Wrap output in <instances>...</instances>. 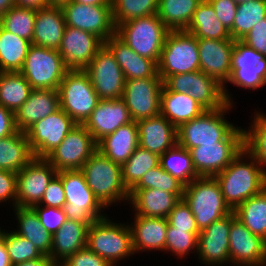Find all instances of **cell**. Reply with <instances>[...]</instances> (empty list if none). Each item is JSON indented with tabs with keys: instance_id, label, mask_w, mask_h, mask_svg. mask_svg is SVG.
I'll list each match as a JSON object with an SVG mask.
<instances>
[{
	"instance_id": "1",
	"label": "cell",
	"mask_w": 266,
	"mask_h": 266,
	"mask_svg": "<svg viewBox=\"0 0 266 266\" xmlns=\"http://www.w3.org/2000/svg\"><path fill=\"white\" fill-rule=\"evenodd\" d=\"M214 177L219 183L225 203L232 211L266 187V175L245 149Z\"/></svg>"
},
{
	"instance_id": "2",
	"label": "cell",
	"mask_w": 266,
	"mask_h": 266,
	"mask_svg": "<svg viewBox=\"0 0 266 266\" xmlns=\"http://www.w3.org/2000/svg\"><path fill=\"white\" fill-rule=\"evenodd\" d=\"M235 105L226 104L216 110H205L200 116L183 123L177 128L178 144L187 150L202 144H216L220 140H244V131L229 122V115Z\"/></svg>"
},
{
	"instance_id": "3",
	"label": "cell",
	"mask_w": 266,
	"mask_h": 266,
	"mask_svg": "<svg viewBox=\"0 0 266 266\" xmlns=\"http://www.w3.org/2000/svg\"><path fill=\"white\" fill-rule=\"evenodd\" d=\"M88 187L99 202L108 208L129 203L130 195L122 181L121 166L96 150L80 169Z\"/></svg>"
},
{
	"instance_id": "4",
	"label": "cell",
	"mask_w": 266,
	"mask_h": 266,
	"mask_svg": "<svg viewBox=\"0 0 266 266\" xmlns=\"http://www.w3.org/2000/svg\"><path fill=\"white\" fill-rule=\"evenodd\" d=\"M109 215L93 222L87 231V247L110 265L119 266L122 260L135 255L130 226L116 222ZM112 219V220H111ZM114 220V221H113Z\"/></svg>"
},
{
	"instance_id": "5",
	"label": "cell",
	"mask_w": 266,
	"mask_h": 266,
	"mask_svg": "<svg viewBox=\"0 0 266 266\" xmlns=\"http://www.w3.org/2000/svg\"><path fill=\"white\" fill-rule=\"evenodd\" d=\"M182 199L191 209L201 231L232 212L215 177H198L184 186Z\"/></svg>"
},
{
	"instance_id": "6",
	"label": "cell",
	"mask_w": 266,
	"mask_h": 266,
	"mask_svg": "<svg viewBox=\"0 0 266 266\" xmlns=\"http://www.w3.org/2000/svg\"><path fill=\"white\" fill-rule=\"evenodd\" d=\"M169 31L153 14L121 23L116 26L115 35L137 54L158 64Z\"/></svg>"
},
{
	"instance_id": "7",
	"label": "cell",
	"mask_w": 266,
	"mask_h": 266,
	"mask_svg": "<svg viewBox=\"0 0 266 266\" xmlns=\"http://www.w3.org/2000/svg\"><path fill=\"white\" fill-rule=\"evenodd\" d=\"M61 177L66 204L63 207L67 219L90 226L107 215L106 209L88 187L80 169L57 172ZM103 212V213H102Z\"/></svg>"
},
{
	"instance_id": "8",
	"label": "cell",
	"mask_w": 266,
	"mask_h": 266,
	"mask_svg": "<svg viewBox=\"0 0 266 266\" xmlns=\"http://www.w3.org/2000/svg\"><path fill=\"white\" fill-rule=\"evenodd\" d=\"M58 93L60 108L76 124H84L100 101L84 70H69L59 85Z\"/></svg>"
},
{
	"instance_id": "9",
	"label": "cell",
	"mask_w": 266,
	"mask_h": 266,
	"mask_svg": "<svg viewBox=\"0 0 266 266\" xmlns=\"http://www.w3.org/2000/svg\"><path fill=\"white\" fill-rule=\"evenodd\" d=\"M200 70L197 38L186 32L169 31L158 62V75L168 76Z\"/></svg>"
},
{
	"instance_id": "10",
	"label": "cell",
	"mask_w": 266,
	"mask_h": 266,
	"mask_svg": "<svg viewBox=\"0 0 266 266\" xmlns=\"http://www.w3.org/2000/svg\"><path fill=\"white\" fill-rule=\"evenodd\" d=\"M69 71L58 50L31 44L19 71L32 89L58 90Z\"/></svg>"
},
{
	"instance_id": "11",
	"label": "cell",
	"mask_w": 266,
	"mask_h": 266,
	"mask_svg": "<svg viewBox=\"0 0 266 266\" xmlns=\"http://www.w3.org/2000/svg\"><path fill=\"white\" fill-rule=\"evenodd\" d=\"M163 85L169 91L188 94L205 110H216L227 104L223 86L200 70L170 75L163 81Z\"/></svg>"
},
{
	"instance_id": "12",
	"label": "cell",
	"mask_w": 266,
	"mask_h": 266,
	"mask_svg": "<svg viewBox=\"0 0 266 266\" xmlns=\"http://www.w3.org/2000/svg\"><path fill=\"white\" fill-rule=\"evenodd\" d=\"M244 90L257 91L266 86V56L235 40L231 59V76L227 82Z\"/></svg>"
},
{
	"instance_id": "13",
	"label": "cell",
	"mask_w": 266,
	"mask_h": 266,
	"mask_svg": "<svg viewBox=\"0 0 266 266\" xmlns=\"http://www.w3.org/2000/svg\"><path fill=\"white\" fill-rule=\"evenodd\" d=\"M75 125L61 108L31 125L25 134L34 158H46Z\"/></svg>"
},
{
	"instance_id": "14",
	"label": "cell",
	"mask_w": 266,
	"mask_h": 266,
	"mask_svg": "<svg viewBox=\"0 0 266 266\" xmlns=\"http://www.w3.org/2000/svg\"><path fill=\"white\" fill-rule=\"evenodd\" d=\"M97 150V143L83 124H76L45 159L57 172L81 169Z\"/></svg>"
},
{
	"instance_id": "15",
	"label": "cell",
	"mask_w": 266,
	"mask_h": 266,
	"mask_svg": "<svg viewBox=\"0 0 266 266\" xmlns=\"http://www.w3.org/2000/svg\"><path fill=\"white\" fill-rule=\"evenodd\" d=\"M100 99L122 98L125 78L113 53L104 44L84 69Z\"/></svg>"
},
{
	"instance_id": "16",
	"label": "cell",
	"mask_w": 266,
	"mask_h": 266,
	"mask_svg": "<svg viewBox=\"0 0 266 266\" xmlns=\"http://www.w3.org/2000/svg\"><path fill=\"white\" fill-rule=\"evenodd\" d=\"M197 42L200 71L221 84L226 102L235 104L232 100L233 94H230L226 86L231 76V59L235 40L197 39Z\"/></svg>"
},
{
	"instance_id": "17",
	"label": "cell",
	"mask_w": 266,
	"mask_h": 266,
	"mask_svg": "<svg viewBox=\"0 0 266 266\" xmlns=\"http://www.w3.org/2000/svg\"><path fill=\"white\" fill-rule=\"evenodd\" d=\"M66 26L94 34L105 42L115 35L112 5H86L68 2L61 6Z\"/></svg>"
},
{
	"instance_id": "18",
	"label": "cell",
	"mask_w": 266,
	"mask_h": 266,
	"mask_svg": "<svg viewBox=\"0 0 266 266\" xmlns=\"http://www.w3.org/2000/svg\"><path fill=\"white\" fill-rule=\"evenodd\" d=\"M161 78H142L125 80L122 95L130 116L137 122L160 114Z\"/></svg>"
},
{
	"instance_id": "19",
	"label": "cell",
	"mask_w": 266,
	"mask_h": 266,
	"mask_svg": "<svg viewBox=\"0 0 266 266\" xmlns=\"http://www.w3.org/2000/svg\"><path fill=\"white\" fill-rule=\"evenodd\" d=\"M232 222L233 211L199 232L196 253L199 262L205 266L231 265L229 234Z\"/></svg>"
},
{
	"instance_id": "20",
	"label": "cell",
	"mask_w": 266,
	"mask_h": 266,
	"mask_svg": "<svg viewBox=\"0 0 266 266\" xmlns=\"http://www.w3.org/2000/svg\"><path fill=\"white\" fill-rule=\"evenodd\" d=\"M56 174V169L45 158H33L17 173L16 206L33 207L39 204Z\"/></svg>"
},
{
	"instance_id": "21",
	"label": "cell",
	"mask_w": 266,
	"mask_h": 266,
	"mask_svg": "<svg viewBox=\"0 0 266 266\" xmlns=\"http://www.w3.org/2000/svg\"><path fill=\"white\" fill-rule=\"evenodd\" d=\"M244 149V140H220L216 144H202L189 150L196 173L200 177H214L223 171Z\"/></svg>"
},
{
	"instance_id": "22",
	"label": "cell",
	"mask_w": 266,
	"mask_h": 266,
	"mask_svg": "<svg viewBox=\"0 0 266 266\" xmlns=\"http://www.w3.org/2000/svg\"><path fill=\"white\" fill-rule=\"evenodd\" d=\"M230 262L233 266H266V243L250 232L233 212L229 234Z\"/></svg>"
},
{
	"instance_id": "23",
	"label": "cell",
	"mask_w": 266,
	"mask_h": 266,
	"mask_svg": "<svg viewBox=\"0 0 266 266\" xmlns=\"http://www.w3.org/2000/svg\"><path fill=\"white\" fill-rule=\"evenodd\" d=\"M103 45L94 34L66 26L58 52L69 70H84Z\"/></svg>"
},
{
	"instance_id": "24",
	"label": "cell",
	"mask_w": 266,
	"mask_h": 266,
	"mask_svg": "<svg viewBox=\"0 0 266 266\" xmlns=\"http://www.w3.org/2000/svg\"><path fill=\"white\" fill-rule=\"evenodd\" d=\"M129 110L122 98L100 99L89 118L83 124L98 143L122 125L132 122Z\"/></svg>"
},
{
	"instance_id": "25",
	"label": "cell",
	"mask_w": 266,
	"mask_h": 266,
	"mask_svg": "<svg viewBox=\"0 0 266 266\" xmlns=\"http://www.w3.org/2000/svg\"><path fill=\"white\" fill-rule=\"evenodd\" d=\"M136 123L139 146L159 157L178 143L177 128L161 114Z\"/></svg>"
},
{
	"instance_id": "26",
	"label": "cell",
	"mask_w": 266,
	"mask_h": 266,
	"mask_svg": "<svg viewBox=\"0 0 266 266\" xmlns=\"http://www.w3.org/2000/svg\"><path fill=\"white\" fill-rule=\"evenodd\" d=\"M133 216V221L128 222V224L131 230L134 253L153 250L165 252L167 218Z\"/></svg>"
},
{
	"instance_id": "27",
	"label": "cell",
	"mask_w": 266,
	"mask_h": 266,
	"mask_svg": "<svg viewBox=\"0 0 266 266\" xmlns=\"http://www.w3.org/2000/svg\"><path fill=\"white\" fill-rule=\"evenodd\" d=\"M104 44L113 53L125 80L161 78L158 75V64L154 60L140 56L116 35L109 37Z\"/></svg>"
},
{
	"instance_id": "28",
	"label": "cell",
	"mask_w": 266,
	"mask_h": 266,
	"mask_svg": "<svg viewBox=\"0 0 266 266\" xmlns=\"http://www.w3.org/2000/svg\"><path fill=\"white\" fill-rule=\"evenodd\" d=\"M60 108L58 90L32 89L27 101L14 113L17 130L25 132L31 125Z\"/></svg>"
},
{
	"instance_id": "29",
	"label": "cell",
	"mask_w": 266,
	"mask_h": 266,
	"mask_svg": "<svg viewBox=\"0 0 266 266\" xmlns=\"http://www.w3.org/2000/svg\"><path fill=\"white\" fill-rule=\"evenodd\" d=\"M66 28L60 6H46L36 11L31 44L58 50Z\"/></svg>"
},
{
	"instance_id": "30",
	"label": "cell",
	"mask_w": 266,
	"mask_h": 266,
	"mask_svg": "<svg viewBox=\"0 0 266 266\" xmlns=\"http://www.w3.org/2000/svg\"><path fill=\"white\" fill-rule=\"evenodd\" d=\"M129 206L134 215L167 218L180 199L174 194L160 189L148 188L130 190Z\"/></svg>"
},
{
	"instance_id": "31",
	"label": "cell",
	"mask_w": 266,
	"mask_h": 266,
	"mask_svg": "<svg viewBox=\"0 0 266 266\" xmlns=\"http://www.w3.org/2000/svg\"><path fill=\"white\" fill-rule=\"evenodd\" d=\"M139 146L138 127L135 121L122 125L97 143V150L111 161L122 166Z\"/></svg>"
},
{
	"instance_id": "32",
	"label": "cell",
	"mask_w": 266,
	"mask_h": 266,
	"mask_svg": "<svg viewBox=\"0 0 266 266\" xmlns=\"http://www.w3.org/2000/svg\"><path fill=\"white\" fill-rule=\"evenodd\" d=\"M88 225L67 219L53 234L50 258L57 265L67 257L87 247Z\"/></svg>"
},
{
	"instance_id": "33",
	"label": "cell",
	"mask_w": 266,
	"mask_h": 266,
	"mask_svg": "<svg viewBox=\"0 0 266 266\" xmlns=\"http://www.w3.org/2000/svg\"><path fill=\"white\" fill-rule=\"evenodd\" d=\"M205 109L188 94L169 91L164 85L161 90L160 114L176 128L200 116Z\"/></svg>"
},
{
	"instance_id": "34",
	"label": "cell",
	"mask_w": 266,
	"mask_h": 266,
	"mask_svg": "<svg viewBox=\"0 0 266 266\" xmlns=\"http://www.w3.org/2000/svg\"><path fill=\"white\" fill-rule=\"evenodd\" d=\"M12 211L18 224L13 231L31 241L43 255L50 256L53 236L42 226L35 210L16 206Z\"/></svg>"
},
{
	"instance_id": "35",
	"label": "cell",
	"mask_w": 266,
	"mask_h": 266,
	"mask_svg": "<svg viewBox=\"0 0 266 266\" xmlns=\"http://www.w3.org/2000/svg\"><path fill=\"white\" fill-rule=\"evenodd\" d=\"M34 155L30 149L25 132L16 133L0 139V170L20 172Z\"/></svg>"
},
{
	"instance_id": "36",
	"label": "cell",
	"mask_w": 266,
	"mask_h": 266,
	"mask_svg": "<svg viewBox=\"0 0 266 266\" xmlns=\"http://www.w3.org/2000/svg\"><path fill=\"white\" fill-rule=\"evenodd\" d=\"M185 31L193 34L197 39L233 40L207 0H203L198 5Z\"/></svg>"
},
{
	"instance_id": "37",
	"label": "cell",
	"mask_w": 266,
	"mask_h": 266,
	"mask_svg": "<svg viewBox=\"0 0 266 266\" xmlns=\"http://www.w3.org/2000/svg\"><path fill=\"white\" fill-rule=\"evenodd\" d=\"M203 0H159L157 16L170 31L186 30Z\"/></svg>"
},
{
	"instance_id": "38",
	"label": "cell",
	"mask_w": 266,
	"mask_h": 266,
	"mask_svg": "<svg viewBox=\"0 0 266 266\" xmlns=\"http://www.w3.org/2000/svg\"><path fill=\"white\" fill-rule=\"evenodd\" d=\"M31 42L0 26V72H19Z\"/></svg>"
},
{
	"instance_id": "39",
	"label": "cell",
	"mask_w": 266,
	"mask_h": 266,
	"mask_svg": "<svg viewBox=\"0 0 266 266\" xmlns=\"http://www.w3.org/2000/svg\"><path fill=\"white\" fill-rule=\"evenodd\" d=\"M233 212L250 232L266 240V187L237 206Z\"/></svg>"
},
{
	"instance_id": "40",
	"label": "cell",
	"mask_w": 266,
	"mask_h": 266,
	"mask_svg": "<svg viewBox=\"0 0 266 266\" xmlns=\"http://www.w3.org/2000/svg\"><path fill=\"white\" fill-rule=\"evenodd\" d=\"M32 91L20 72H0V105L14 113L27 101Z\"/></svg>"
},
{
	"instance_id": "41",
	"label": "cell",
	"mask_w": 266,
	"mask_h": 266,
	"mask_svg": "<svg viewBox=\"0 0 266 266\" xmlns=\"http://www.w3.org/2000/svg\"><path fill=\"white\" fill-rule=\"evenodd\" d=\"M160 165L184 186L200 177L196 173L189 150L178 143L160 156Z\"/></svg>"
},
{
	"instance_id": "42",
	"label": "cell",
	"mask_w": 266,
	"mask_h": 266,
	"mask_svg": "<svg viewBox=\"0 0 266 266\" xmlns=\"http://www.w3.org/2000/svg\"><path fill=\"white\" fill-rule=\"evenodd\" d=\"M254 111L251 126L243 129L244 149L255 158L266 175V113Z\"/></svg>"
},
{
	"instance_id": "43",
	"label": "cell",
	"mask_w": 266,
	"mask_h": 266,
	"mask_svg": "<svg viewBox=\"0 0 266 266\" xmlns=\"http://www.w3.org/2000/svg\"><path fill=\"white\" fill-rule=\"evenodd\" d=\"M264 18H266V0H250L238 4L233 26L229 31L231 38L241 40Z\"/></svg>"
},
{
	"instance_id": "44",
	"label": "cell",
	"mask_w": 266,
	"mask_h": 266,
	"mask_svg": "<svg viewBox=\"0 0 266 266\" xmlns=\"http://www.w3.org/2000/svg\"><path fill=\"white\" fill-rule=\"evenodd\" d=\"M160 163V157L138 146L132 156L121 166L122 181L130 191L150 169Z\"/></svg>"
},
{
	"instance_id": "45",
	"label": "cell",
	"mask_w": 266,
	"mask_h": 266,
	"mask_svg": "<svg viewBox=\"0 0 266 266\" xmlns=\"http://www.w3.org/2000/svg\"><path fill=\"white\" fill-rule=\"evenodd\" d=\"M36 11L14 6L0 17V25L3 29L32 42Z\"/></svg>"
},
{
	"instance_id": "46",
	"label": "cell",
	"mask_w": 266,
	"mask_h": 266,
	"mask_svg": "<svg viewBox=\"0 0 266 266\" xmlns=\"http://www.w3.org/2000/svg\"><path fill=\"white\" fill-rule=\"evenodd\" d=\"M159 0H111L113 23H121L135 18L157 14Z\"/></svg>"
},
{
	"instance_id": "47",
	"label": "cell",
	"mask_w": 266,
	"mask_h": 266,
	"mask_svg": "<svg viewBox=\"0 0 266 266\" xmlns=\"http://www.w3.org/2000/svg\"><path fill=\"white\" fill-rule=\"evenodd\" d=\"M160 189L169 193H174L180 200L183 197L184 185L166 172L160 163L146 172L139 182L131 190Z\"/></svg>"
},
{
	"instance_id": "48",
	"label": "cell",
	"mask_w": 266,
	"mask_h": 266,
	"mask_svg": "<svg viewBox=\"0 0 266 266\" xmlns=\"http://www.w3.org/2000/svg\"><path fill=\"white\" fill-rule=\"evenodd\" d=\"M198 235L199 232H188V229H174L168 224L165 252H170L172 256L175 255L180 260L187 259V255L197 253Z\"/></svg>"
},
{
	"instance_id": "49",
	"label": "cell",
	"mask_w": 266,
	"mask_h": 266,
	"mask_svg": "<svg viewBox=\"0 0 266 266\" xmlns=\"http://www.w3.org/2000/svg\"><path fill=\"white\" fill-rule=\"evenodd\" d=\"M3 241L12 265L43 256L31 241L16 234L13 230H6Z\"/></svg>"
},
{
	"instance_id": "50",
	"label": "cell",
	"mask_w": 266,
	"mask_h": 266,
	"mask_svg": "<svg viewBox=\"0 0 266 266\" xmlns=\"http://www.w3.org/2000/svg\"><path fill=\"white\" fill-rule=\"evenodd\" d=\"M167 221L174 229H188V232H200L191 209L183 199L175 205L167 216Z\"/></svg>"
},
{
	"instance_id": "51",
	"label": "cell",
	"mask_w": 266,
	"mask_h": 266,
	"mask_svg": "<svg viewBox=\"0 0 266 266\" xmlns=\"http://www.w3.org/2000/svg\"><path fill=\"white\" fill-rule=\"evenodd\" d=\"M37 213L42 226L53 236L66 222L67 217L63 208L34 205L32 207Z\"/></svg>"
},
{
	"instance_id": "52",
	"label": "cell",
	"mask_w": 266,
	"mask_h": 266,
	"mask_svg": "<svg viewBox=\"0 0 266 266\" xmlns=\"http://www.w3.org/2000/svg\"><path fill=\"white\" fill-rule=\"evenodd\" d=\"M66 204V197L61 177L56 174L49 182L41 202L38 205L63 208Z\"/></svg>"
},
{
	"instance_id": "53",
	"label": "cell",
	"mask_w": 266,
	"mask_h": 266,
	"mask_svg": "<svg viewBox=\"0 0 266 266\" xmlns=\"http://www.w3.org/2000/svg\"><path fill=\"white\" fill-rule=\"evenodd\" d=\"M61 266H112L104 258L85 247L67 257Z\"/></svg>"
},
{
	"instance_id": "54",
	"label": "cell",
	"mask_w": 266,
	"mask_h": 266,
	"mask_svg": "<svg viewBox=\"0 0 266 266\" xmlns=\"http://www.w3.org/2000/svg\"><path fill=\"white\" fill-rule=\"evenodd\" d=\"M213 7L219 21L227 28L232 29L236 16L237 3L233 0H207Z\"/></svg>"
},
{
	"instance_id": "55",
	"label": "cell",
	"mask_w": 266,
	"mask_h": 266,
	"mask_svg": "<svg viewBox=\"0 0 266 266\" xmlns=\"http://www.w3.org/2000/svg\"><path fill=\"white\" fill-rule=\"evenodd\" d=\"M17 173L0 170V203L11 201L12 207H16Z\"/></svg>"
},
{
	"instance_id": "56",
	"label": "cell",
	"mask_w": 266,
	"mask_h": 266,
	"mask_svg": "<svg viewBox=\"0 0 266 266\" xmlns=\"http://www.w3.org/2000/svg\"><path fill=\"white\" fill-rule=\"evenodd\" d=\"M241 41L266 56V18L255 24Z\"/></svg>"
},
{
	"instance_id": "57",
	"label": "cell",
	"mask_w": 266,
	"mask_h": 266,
	"mask_svg": "<svg viewBox=\"0 0 266 266\" xmlns=\"http://www.w3.org/2000/svg\"><path fill=\"white\" fill-rule=\"evenodd\" d=\"M14 112L0 105V139L16 133Z\"/></svg>"
},
{
	"instance_id": "58",
	"label": "cell",
	"mask_w": 266,
	"mask_h": 266,
	"mask_svg": "<svg viewBox=\"0 0 266 266\" xmlns=\"http://www.w3.org/2000/svg\"><path fill=\"white\" fill-rule=\"evenodd\" d=\"M12 266H56L49 256L43 255L40 258L25 261L22 263H17Z\"/></svg>"
},
{
	"instance_id": "59",
	"label": "cell",
	"mask_w": 266,
	"mask_h": 266,
	"mask_svg": "<svg viewBox=\"0 0 266 266\" xmlns=\"http://www.w3.org/2000/svg\"><path fill=\"white\" fill-rule=\"evenodd\" d=\"M17 7H25L38 10L40 8L46 7V0H14Z\"/></svg>"
},
{
	"instance_id": "60",
	"label": "cell",
	"mask_w": 266,
	"mask_h": 266,
	"mask_svg": "<svg viewBox=\"0 0 266 266\" xmlns=\"http://www.w3.org/2000/svg\"><path fill=\"white\" fill-rule=\"evenodd\" d=\"M0 266H12L3 240L0 242Z\"/></svg>"
},
{
	"instance_id": "61",
	"label": "cell",
	"mask_w": 266,
	"mask_h": 266,
	"mask_svg": "<svg viewBox=\"0 0 266 266\" xmlns=\"http://www.w3.org/2000/svg\"><path fill=\"white\" fill-rule=\"evenodd\" d=\"M70 2L86 5H112L111 0H70Z\"/></svg>"
},
{
	"instance_id": "62",
	"label": "cell",
	"mask_w": 266,
	"mask_h": 266,
	"mask_svg": "<svg viewBox=\"0 0 266 266\" xmlns=\"http://www.w3.org/2000/svg\"><path fill=\"white\" fill-rule=\"evenodd\" d=\"M14 6H16L14 0H0V17Z\"/></svg>"
},
{
	"instance_id": "63",
	"label": "cell",
	"mask_w": 266,
	"mask_h": 266,
	"mask_svg": "<svg viewBox=\"0 0 266 266\" xmlns=\"http://www.w3.org/2000/svg\"><path fill=\"white\" fill-rule=\"evenodd\" d=\"M48 6H63L70 2V0H46Z\"/></svg>"
},
{
	"instance_id": "64",
	"label": "cell",
	"mask_w": 266,
	"mask_h": 266,
	"mask_svg": "<svg viewBox=\"0 0 266 266\" xmlns=\"http://www.w3.org/2000/svg\"><path fill=\"white\" fill-rule=\"evenodd\" d=\"M5 231H6V229H2L1 227H0V242L3 240V237H4V235H5Z\"/></svg>"
},
{
	"instance_id": "65",
	"label": "cell",
	"mask_w": 266,
	"mask_h": 266,
	"mask_svg": "<svg viewBox=\"0 0 266 266\" xmlns=\"http://www.w3.org/2000/svg\"><path fill=\"white\" fill-rule=\"evenodd\" d=\"M235 3L237 4H241V3H244V2H247V1H250V0H233Z\"/></svg>"
}]
</instances>
